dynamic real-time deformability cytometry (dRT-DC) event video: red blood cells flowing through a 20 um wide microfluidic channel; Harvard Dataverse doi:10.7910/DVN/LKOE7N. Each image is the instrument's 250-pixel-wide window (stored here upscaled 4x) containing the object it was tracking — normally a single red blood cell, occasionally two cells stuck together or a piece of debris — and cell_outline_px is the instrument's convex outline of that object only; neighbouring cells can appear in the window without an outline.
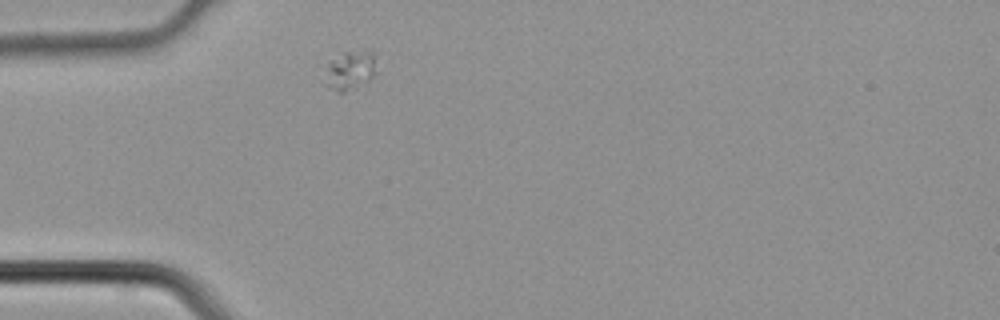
{"species": "common noctule bat (a hibernating species)", "species_latin": "Nyctalus noctula", "temperature_condition": "cold", "stored_images_in_passage": 1, "camera_frame_rate_fps": 3000, "um_per_image_px": 0.085, "animal": {"sex": "male", "body_mass_g": 21.5, "forearm_length_mm": 52.0}, "frame": {"image": 1, "passage_image": 1, "time_ms": 0.0, "image_size_px": [1000, 320], "cell_outline_px": [[376, 72], [368, 84], [344, 92], [340, 92], [328, 88], [324, 84], [328, 64], [332, 60], [344, 52], [372, 52], [376, 56]], "centroid_in_image_um": [29.8, 6.04], "position_along_channel_um": 55.2, "area_um2": 11.85}}